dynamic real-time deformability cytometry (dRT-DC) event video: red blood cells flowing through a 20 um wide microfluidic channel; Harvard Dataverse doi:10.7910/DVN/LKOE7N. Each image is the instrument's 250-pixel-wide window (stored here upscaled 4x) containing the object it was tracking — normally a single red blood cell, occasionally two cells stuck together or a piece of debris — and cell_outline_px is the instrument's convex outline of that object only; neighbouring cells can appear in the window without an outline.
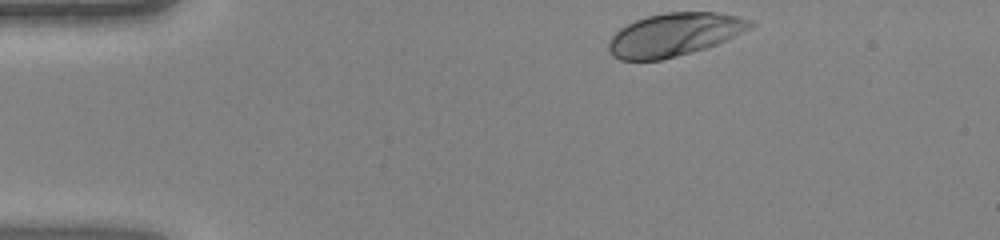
{"species": "human", "species_latin": "Homo sapiens", "temperature_condition": "warm", "stored_images_in_passage": 32, "camera_frame_rate_fps": 3000, "um_per_image_px": 0.085, "donor": {"sex": "female"}, "frame": {"image": 1, "passage_image": 1, "time_ms": 0.0, "image_size_px": [1000, 240], "cell_outline_px": [[756, 24], [716, 44], [704, 48], [676, 56], [660, 60], [620, 60], [612, 56], [608, 52], [608, 40], [620, 28], [636, 20], [648, 16], [664, 12], [716, 12], [736, 16], [752, 20]], "centroid_in_image_um": [57.25, 2.94], "position_along_channel_um": 27.7, "area_um2": 35.14}}
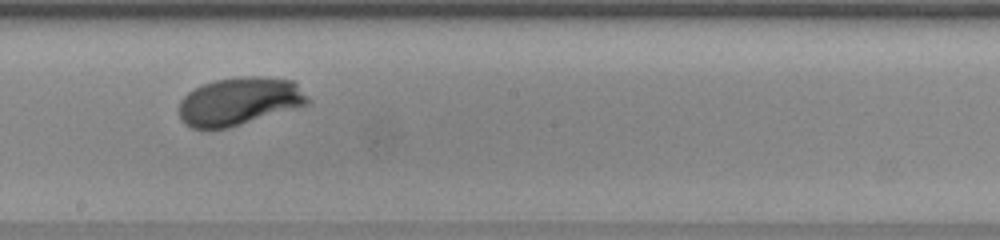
{"frame": {"image": 2, "passage_image": 19, "time_ms": 6.0, "image_size_px": [1000, 240], "cell_outline_px": [[312, 100], [308, 104], [228, 128], [192, 128], [184, 124], [180, 120], [180, 100], [188, 92], [204, 84], [216, 80], [240, 76], [264, 76], [292, 80]], "centroid_in_image_um": [20.34, 8.6], "position_along_channel_um": 227.9, "area_um2": 35.78}}
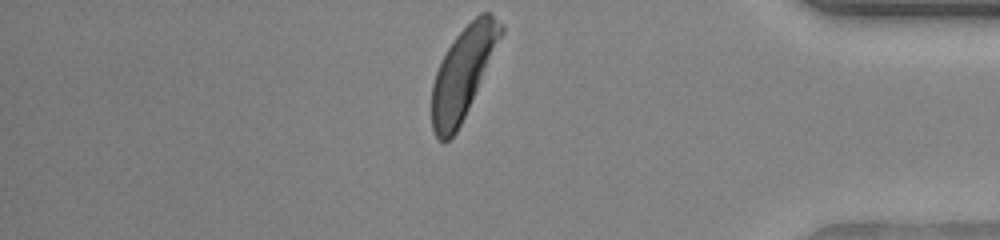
{"frame": {"image": 3, "passage_image": 32, "time_ms": 10.333, "image_size_px": [1000, 240], "cell_outline_px": [[504, 32], [468, 108], [456, 132], [444, 144], [436, 136], [432, 128], [432, 84], [436, 72], [448, 48], [456, 36], [480, 12], [488, 12], [504, 24]], "centroid_in_image_um": [39.36, 6.19], "position_along_channel_um": 395.8, "area_um2": 35.66}}